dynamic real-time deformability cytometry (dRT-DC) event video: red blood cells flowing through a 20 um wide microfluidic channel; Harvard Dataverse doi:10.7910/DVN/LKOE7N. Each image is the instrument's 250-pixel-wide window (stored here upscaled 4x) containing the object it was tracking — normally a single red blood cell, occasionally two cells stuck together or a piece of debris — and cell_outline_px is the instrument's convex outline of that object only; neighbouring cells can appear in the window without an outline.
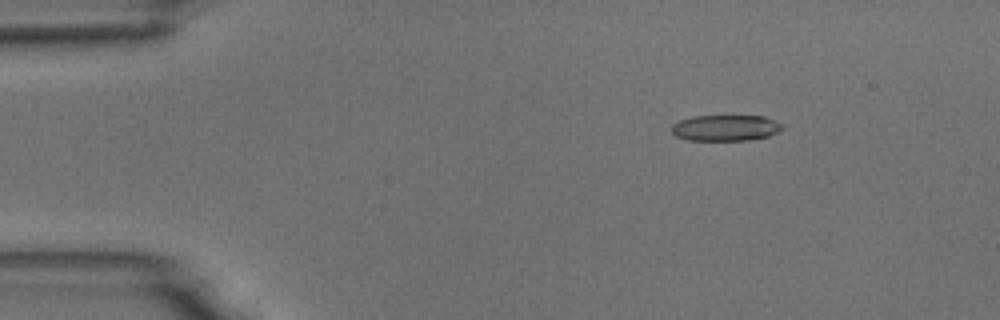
{"species": "common noctule bat (a hibernating species)", "species_latin": "Nyctalus noctula", "temperature_condition": "room temperature", "stored_images_in_passage": 48, "camera_frame_rate_fps": 3000, "um_per_image_px": 0.085, "animal": {"sex": "male", "body_mass_g": 18.8}, "frame": {"image": 1, "passage_image": 1, "time_ms": 0.0, "image_size_px": [1000, 320], "cell_outline_px": [[784, 128], [768, 136], [748, 140], [688, 140], [676, 136], [672, 132], [672, 124], [680, 120], [692, 116], [764, 116], [776, 120], [784, 124]], "centroid_in_image_um": [61.69, 10.86], "position_along_channel_um": 23.3, "area_um2": 16.82}}
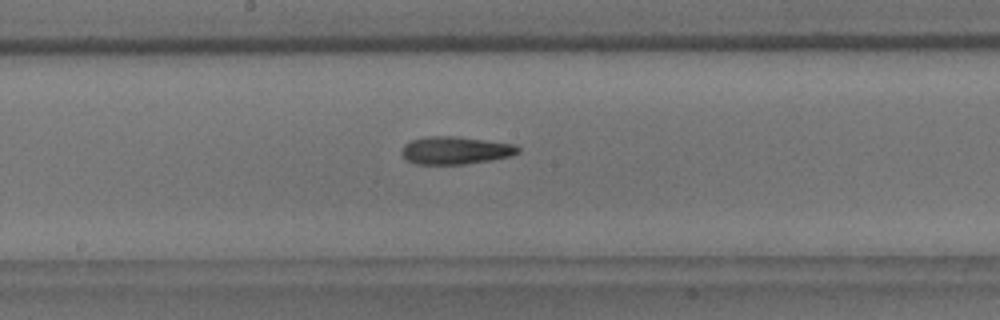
{"frame": {"image": 2, "passage_image": 22, "time_ms": 7.0, "image_size_px": [1000, 320], "cell_outline_px": [[520, 152], [512, 156], [492, 160], [464, 164], [416, 164], [408, 160], [400, 152], [404, 144], [412, 140], [428, 136], [456, 136], [516, 144], [520, 148]], "centroid_in_image_um": [38.75, 12.78], "position_along_channel_um": 209.5, "area_um2": 18.9}}
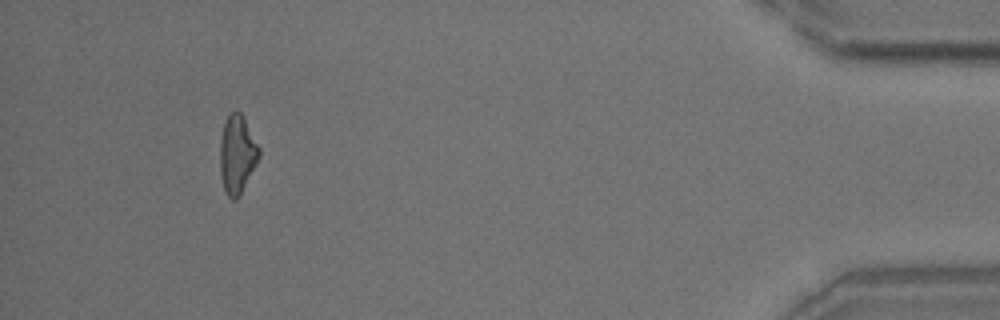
{"frame": {"image": 3, "passage_image": 44, "time_ms": 14.333, "image_size_px": [1000, 320], "cell_outline_px": [[260, 156], [240, 196], [236, 200], [232, 200], [224, 192], [220, 172], [220, 140], [224, 124], [228, 116], [232, 112], [240, 112], [244, 116], [260, 148]], "centroid_in_image_um": [20.16, 13.15], "position_along_channel_um": 415.0, "area_um2": 17.92}}